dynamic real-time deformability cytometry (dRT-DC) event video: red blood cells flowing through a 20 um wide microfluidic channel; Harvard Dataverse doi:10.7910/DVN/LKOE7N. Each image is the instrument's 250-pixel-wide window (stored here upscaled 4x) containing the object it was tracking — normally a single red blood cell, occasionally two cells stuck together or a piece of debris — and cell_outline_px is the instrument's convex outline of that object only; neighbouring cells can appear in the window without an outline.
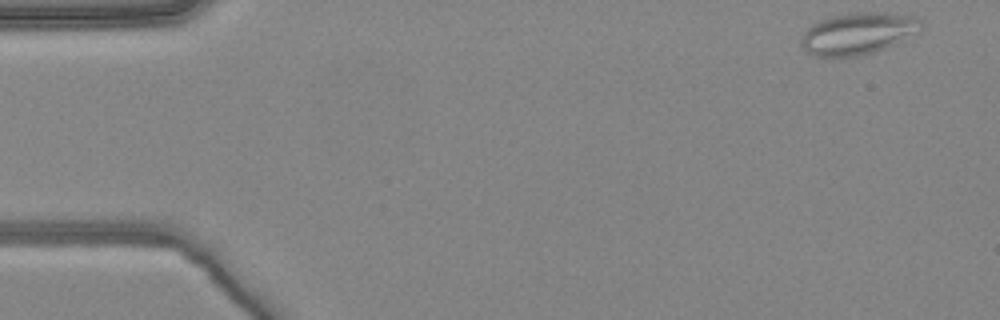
{"species": "common noctule bat (a hibernating species)", "species_latin": "Nyctalus noctula", "temperature_condition": "warm", "stored_images_in_passage": 5, "camera_frame_rate_fps": 3000, "um_per_image_px": 0.085, "animal": {"sex": "female", "body_mass_g": 24.6, "forearm_length_mm": 56.2}, "frame": {"image": 1, "passage_image": 1, "time_ms": 0.0, "image_size_px": [1000, 320], "cell_outline_px": [[924, 28], [884, 48], [872, 52], [856, 56], [816, 56], [808, 52], [800, 44], [800, 40], [804, 32], [812, 24], [828, 16], [848, 12], [884, 12], [916, 16], [924, 24]], "centroid_in_image_um": [72.91, 2.81], "position_along_channel_um": 12.1, "area_um2": 29.13}}
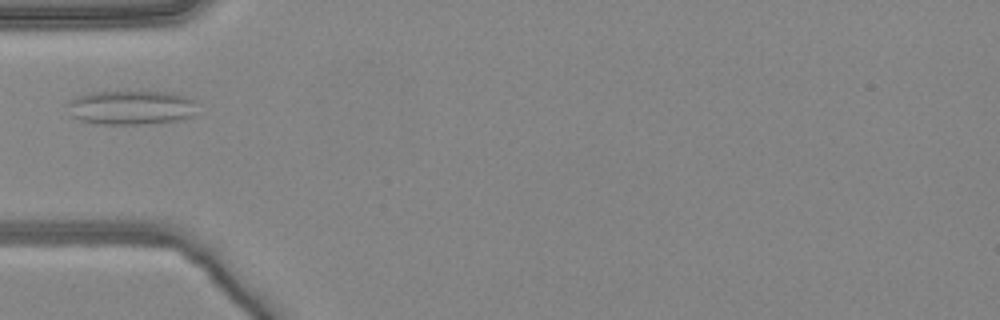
{"frame": {"image": 2, "passage_image": 5, "time_ms": 1.333, "image_size_px": [1000, 320], "cell_outline_px": [[200, 100], [192, 116], [176, 120], [144, 124], [96, 124], [80, 120], [72, 116], [68, 104], [68, 100], [76, 96], [92, 92], [140, 88], [168, 92]], "centroid_in_image_um": [11.18, 9.08], "position_along_channel_um": 73.8, "area_um2": 27.05}}